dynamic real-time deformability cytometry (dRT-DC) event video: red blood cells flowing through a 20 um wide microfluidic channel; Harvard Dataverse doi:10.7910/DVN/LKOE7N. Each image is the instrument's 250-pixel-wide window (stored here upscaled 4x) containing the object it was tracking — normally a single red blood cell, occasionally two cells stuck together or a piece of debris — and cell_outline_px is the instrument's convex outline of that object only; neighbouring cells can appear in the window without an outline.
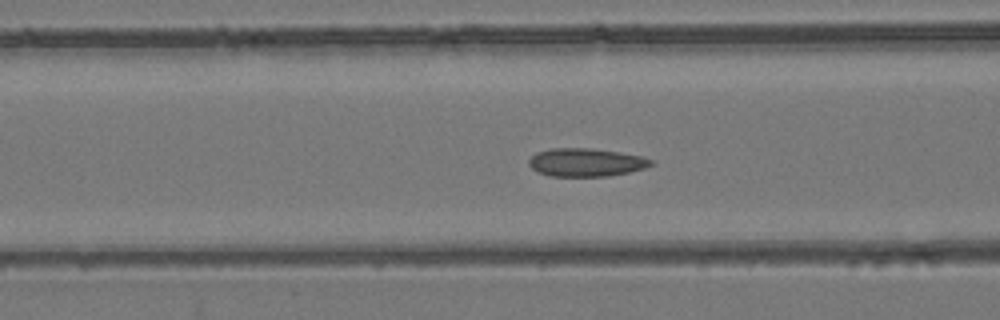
{"species": "common noctule bat (a hibernating species)", "species_latin": "Nyctalus noctula", "temperature_condition": "room temperature", "stored_images_in_passage": 37, "camera_frame_rate_fps": 3000, "um_per_image_px": 0.085, "animal": {"sex": "female", "body_mass_g": 24.6, "forearm_length_mm": 56.2}, "frame": {"image": 1, "passage_image": 5, "time_ms": 1.333, "image_size_px": [1000, 320], "cell_outline_px": [[656, 164], [644, 168], [628, 172], [608, 176], [552, 176], [536, 172], [528, 164], [528, 160], [536, 152], [552, 148], [592, 148], [620, 152], [644, 156], [656, 160]], "centroid_in_image_um": [49.85, 13.79], "position_along_channel_um": 116.7, "area_um2": 20.35}}
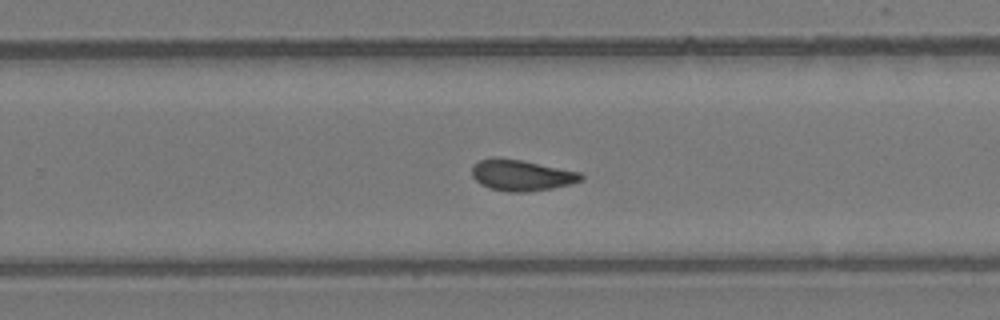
{"frame": {"image": 2, "passage_image": 18, "time_ms": 5.667, "image_size_px": [1000, 320], "cell_outline_px": [[584, 180], [572, 184], [552, 188], [528, 192], [508, 192], [488, 188], [480, 184], [472, 176], [472, 164], [480, 160], [496, 156], [520, 160], [580, 172], [584, 176]], "centroid_in_image_um": [44.31, 14.9], "position_along_channel_um": 285.5, "area_um2": 19.94}}
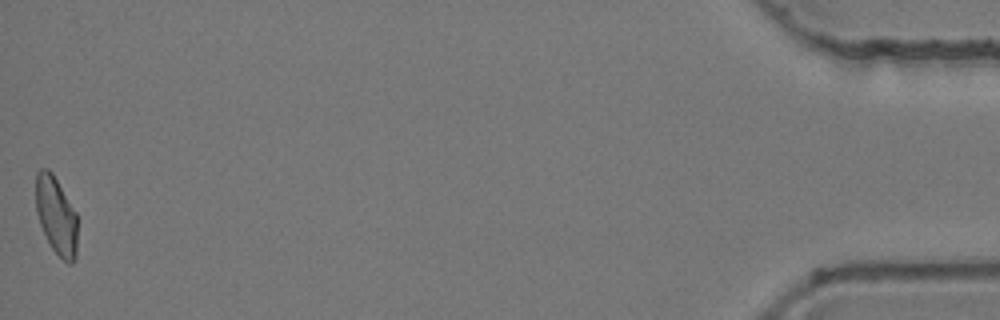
{"frame": {"image": 3, "passage_image": 37, "time_ms": 12.0, "image_size_px": [1000, 320], "cell_outline_px": [[76, 256], [72, 264], [68, 264], [52, 248], [40, 224], [36, 212], [36, 172], [40, 168], [48, 168], [52, 172], [76, 212]], "centroid_in_image_um": [4.77, 18.29], "position_along_channel_um": 430.4, "area_um2": 18.67}, "authors_computed_cell_mechanics": {"area_um2": 19.363, "velocity_mm_per_s": 3.9062, "shape_relaxation_time_tau1_ms": null, "shape_relaxation_time_tau2_ms": 2.0814, "deformation_change_tau1": null, "deformation_change_tau2": 0.0753}}